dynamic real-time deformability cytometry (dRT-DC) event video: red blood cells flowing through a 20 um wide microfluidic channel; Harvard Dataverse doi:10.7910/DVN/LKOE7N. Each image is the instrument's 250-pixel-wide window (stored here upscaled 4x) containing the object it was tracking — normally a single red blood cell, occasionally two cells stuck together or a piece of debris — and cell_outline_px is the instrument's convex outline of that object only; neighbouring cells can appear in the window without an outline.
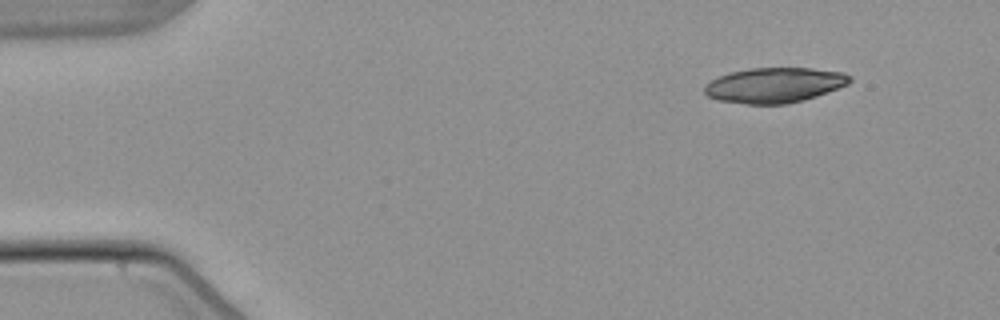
{"species": "common noctule bat (a hibernating species)", "species_latin": "Nyctalus noctula", "temperature_condition": "warm", "stored_images_in_passage": 3, "camera_frame_rate_fps": 3000, "um_per_image_px": 0.085, "animal": {"sex": "male", "body_mass_g": 21.5, "forearm_length_mm": 52.0}, "frame": {"image": 1, "passage_image": 1, "time_ms": 0.0, "image_size_px": [1000, 320], "cell_outline_px": [[852, 80], [848, 84], [828, 92], [804, 100], [788, 104], [748, 104], [716, 100], [708, 96], [704, 92], [704, 88], [712, 80], [728, 72], [752, 68], [812, 68], [844, 72], [852, 76]], "centroid_in_image_um": [65.86, 7.24], "position_along_channel_um": 19.1, "area_um2": 29.82}}